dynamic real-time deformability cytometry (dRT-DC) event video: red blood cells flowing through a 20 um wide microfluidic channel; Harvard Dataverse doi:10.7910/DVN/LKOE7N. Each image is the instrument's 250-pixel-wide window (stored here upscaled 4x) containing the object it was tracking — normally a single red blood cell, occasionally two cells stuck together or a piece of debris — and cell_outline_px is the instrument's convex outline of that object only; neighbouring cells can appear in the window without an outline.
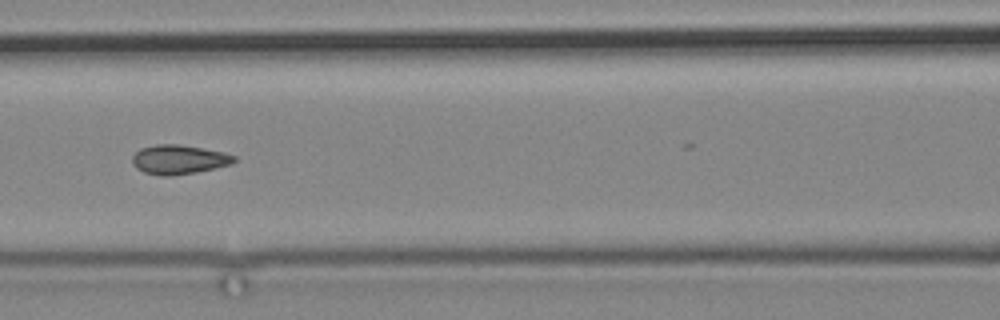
{"species": "common noctule bat (a hibernating species)", "species_latin": "Nyctalus noctula", "temperature_condition": "cold", "stored_images_in_passage": 10, "camera_frame_rate_fps": 3000, "um_per_image_px": 0.085, "animal": {"sex": "male", "body_mass_g": 19.2, "forearm_length_mm": 51.8}, "frame": {"image": 1, "passage_image": 7, "time_ms": 7.0, "image_size_px": [1000, 320], "cell_outline_px": [[236, 160], [232, 164], [196, 172], [168, 176], [164, 176], [144, 172], [136, 168], [132, 164], [132, 156], [140, 148], [156, 144], [180, 144], [224, 152], [236, 156]], "centroid_in_image_um": [15.19, 13.55], "position_along_channel_um": 151.4, "area_um2": 17.4}}
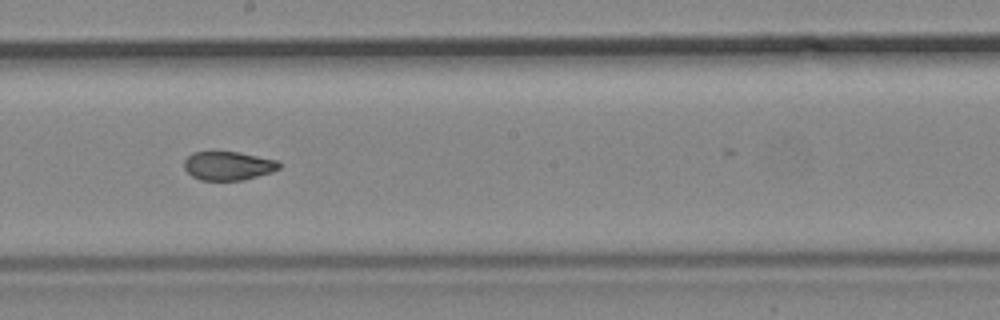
{"frame": {"image": 2, "passage_image": 9, "time_ms": 9.333, "image_size_px": [1000, 320], "cell_outline_px": [[280, 168], [272, 172], [244, 180], [200, 180], [192, 176], [184, 168], [184, 160], [192, 152], [240, 152], [276, 160], [280, 164]], "centroid_in_image_um": [19.39, 14.09], "position_along_channel_um": 228.8, "area_um2": 15.9}}
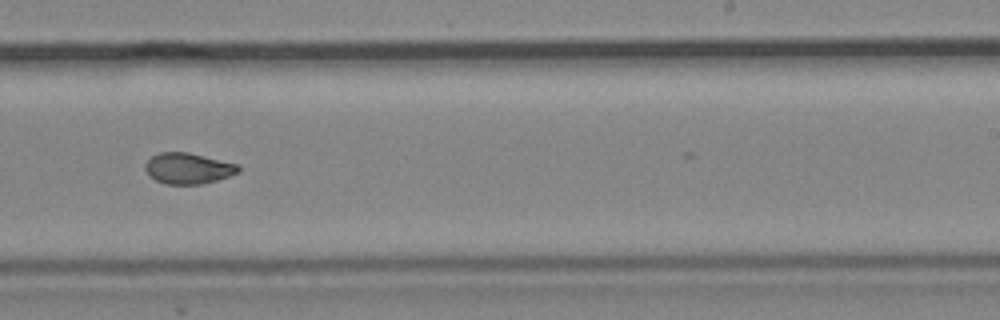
{"frame": {"image": 3, "passage_image": 10, "time_ms": 10.667, "image_size_px": [1000, 320], "cell_outline_px": [[240, 172], [216, 180], [200, 184], [164, 184], [148, 176], [144, 168], [144, 164], [152, 156], [160, 152], [188, 152], [240, 164]], "centroid_in_image_um": [15.98, 14.31], "position_along_channel_um": 273.0, "area_um2": 16.94}}